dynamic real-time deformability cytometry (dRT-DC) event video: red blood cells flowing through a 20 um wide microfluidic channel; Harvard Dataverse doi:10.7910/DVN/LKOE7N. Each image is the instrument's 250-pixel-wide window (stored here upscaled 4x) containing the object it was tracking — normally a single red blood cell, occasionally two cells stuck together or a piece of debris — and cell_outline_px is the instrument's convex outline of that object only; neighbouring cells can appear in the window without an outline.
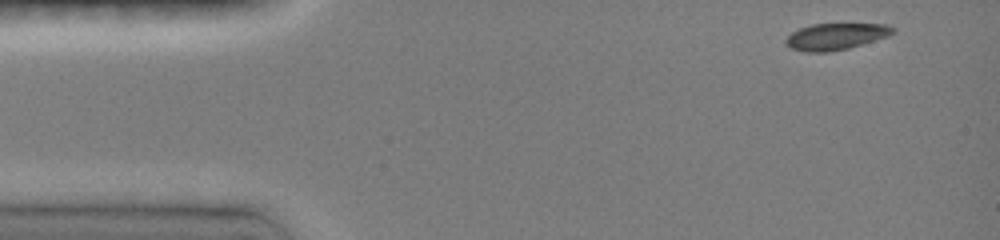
{"species": "common noctule bat (a hibernating species)", "species_latin": "Nyctalus noctula", "temperature_condition": "room temperature", "stored_images_in_passage": 10, "camera_frame_rate_fps": 3000, "um_per_image_px": 0.085, "animal": {"sex": "female", "body_mass_g": 19.0, "forearm_length_mm": 51.5}, "frame": {"image": 1, "passage_image": 1, "time_ms": 0.0, "image_size_px": [1000, 240], "cell_outline_px": [[896, 32], [888, 36], [848, 48], [828, 52], [804, 52], [792, 48], [784, 40], [792, 32], [800, 28], [812, 24], [888, 24], [896, 28]], "centroid_in_image_um": [71.07, 3.09], "position_along_channel_um": 13.9, "area_um2": 16.47}}
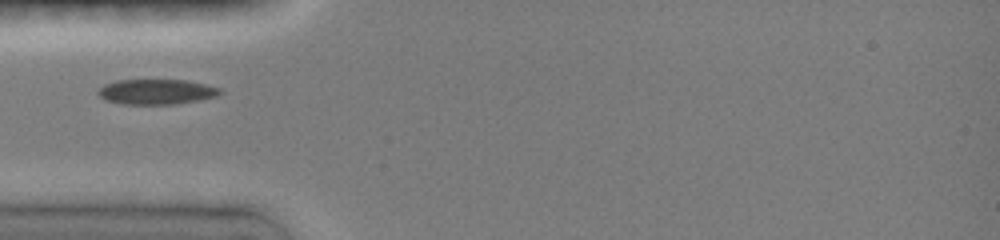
{"frame": {"image": 2, "passage_image": 4, "time_ms": 3.667, "image_size_px": [1000, 240], "cell_outline_px": [[224, 92], [216, 96], [200, 100], [176, 104], [124, 104], [108, 100], [100, 96], [96, 92], [104, 84], [116, 80], [184, 80], [204, 84], [220, 88]], "centroid_in_image_um": [13.31, 7.8], "position_along_channel_um": 71.7, "area_um2": 17.8}}
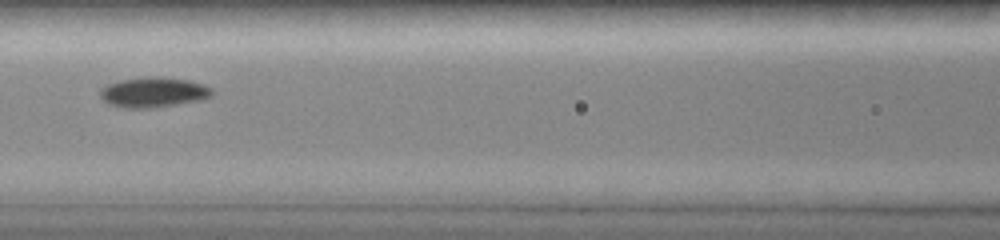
{"frame": {"image": 3, "passage_image": 6, "time_ms": 5.667, "image_size_px": [1000, 240], "cell_outline_px": [[216, 92], [212, 96], [204, 100], [152, 108], [124, 108], [108, 104], [100, 96], [100, 88], [108, 84], [120, 80], [148, 76], [160, 76], [188, 80], [204, 84], [212, 88]], "centroid_in_image_um": [13.09, 7.84], "position_along_channel_um": 153.5, "area_um2": 20.06}}